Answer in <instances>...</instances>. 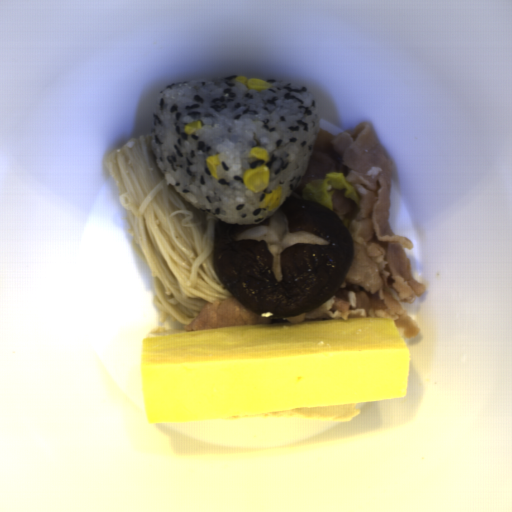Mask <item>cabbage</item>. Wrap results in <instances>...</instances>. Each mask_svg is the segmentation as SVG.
I'll use <instances>...</instances> for the list:
<instances>
[{
  "mask_svg": "<svg viewBox=\"0 0 512 512\" xmlns=\"http://www.w3.org/2000/svg\"><path fill=\"white\" fill-rule=\"evenodd\" d=\"M335 191H342L345 197L350 198L355 204H359L358 190L346 178L344 172L333 171L325 174L324 178L314 179L302 190L301 198L319 203L334 211L332 198Z\"/></svg>",
  "mask_w": 512,
  "mask_h": 512,
  "instance_id": "obj_1",
  "label": "cabbage"
}]
</instances>
